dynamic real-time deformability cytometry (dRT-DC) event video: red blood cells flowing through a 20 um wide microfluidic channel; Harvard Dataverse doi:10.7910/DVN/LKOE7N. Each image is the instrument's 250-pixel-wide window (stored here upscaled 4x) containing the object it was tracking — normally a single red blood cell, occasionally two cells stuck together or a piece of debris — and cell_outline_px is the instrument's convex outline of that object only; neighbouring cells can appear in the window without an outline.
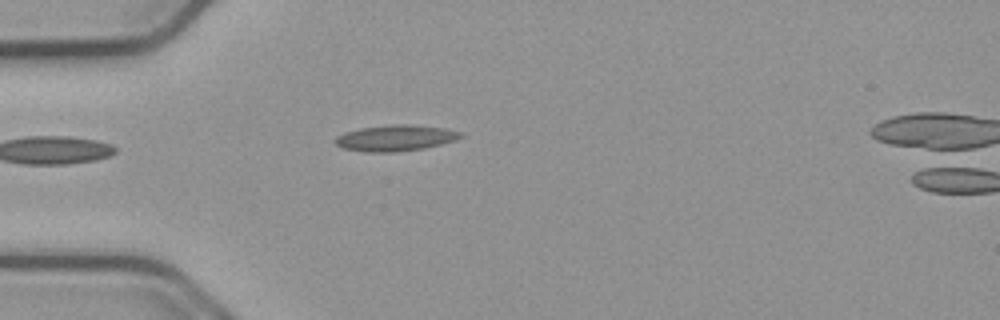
{"species": "common noctule bat (a hibernating species)", "species_latin": "Nyctalus noctula", "temperature_condition": "cold", "stored_images_in_passage": 10, "camera_frame_rate_fps": 3000, "um_per_image_px": 0.085, "animal": {"sex": "male", "body_mass_g": 23.1, "forearm_length_mm": 52.7}, "frame": {"image": 1, "passage_image": 1, "time_ms": 0.0, "image_size_px": [1000, 320], "cell_outline_px": [[464, 136], [456, 140], [424, 148], [396, 152], [364, 152], [344, 148], [336, 144], [332, 140], [336, 136], [344, 132], [360, 128], [392, 124], [412, 124], [444, 128], [464, 132]], "centroid_in_image_um": [33.62, 11.72], "position_along_channel_um": 51.4, "area_um2": 19.25}}